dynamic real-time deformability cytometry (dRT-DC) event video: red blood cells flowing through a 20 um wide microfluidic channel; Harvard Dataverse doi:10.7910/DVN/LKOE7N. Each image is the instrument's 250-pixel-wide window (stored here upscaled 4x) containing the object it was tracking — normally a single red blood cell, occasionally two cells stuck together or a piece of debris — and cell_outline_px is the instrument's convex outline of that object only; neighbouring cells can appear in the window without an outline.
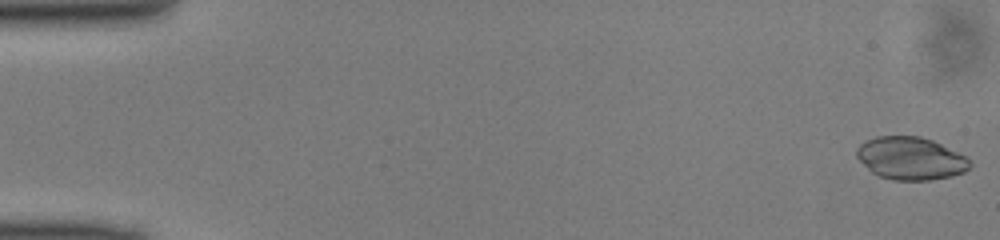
{"species": "common noctule bat (a hibernating species)", "species_latin": "Nyctalus noctula", "temperature_condition": "cold", "stored_images_in_passage": 49, "camera_frame_rate_fps": 3000, "um_per_image_px": 0.085, "animal": {"sex": "male", "body_mass_g": 13.0, "forearm_length_mm": 53.1}, "frame": {"image": 1, "passage_image": 1, "time_ms": 0.0, "image_size_px": [1000, 240], "cell_outline_px": [[972, 164], [964, 172], [952, 176], [928, 180], [892, 180], [880, 176], [872, 172], [856, 156], [856, 148], [860, 144], [876, 136], [920, 136], [932, 140], [964, 156]], "centroid_in_image_um": [77.38, 13.46], "position_along_channel_um": 7.6, "area_um2": 27.86}}
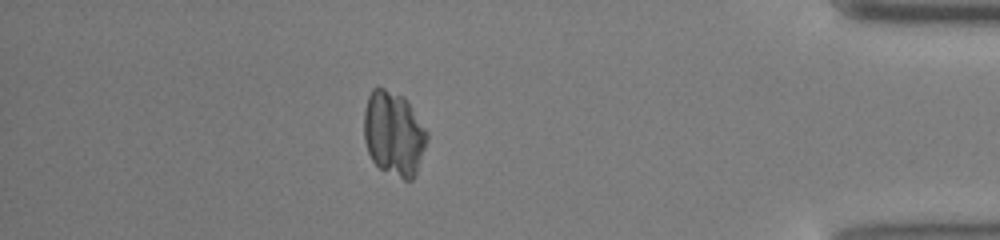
{"frame": {"image": 2, "passage_image": 43, "time_ms": 14.0, "image_size_px": [1000, 240], "cell_outline_px": [[428, 140], [416, 172], [412, 180], [404, 180], [380, 168], [372, 160], [368, 152], [364, 140], [364, 108], [368, 96], [372, 88], [384, 88], [404, 96], [428, 132]], "centroid_in_image_um": [33.46, 11.34], "position_along_channel_um": 401.7, "area_um2": 31.1}}